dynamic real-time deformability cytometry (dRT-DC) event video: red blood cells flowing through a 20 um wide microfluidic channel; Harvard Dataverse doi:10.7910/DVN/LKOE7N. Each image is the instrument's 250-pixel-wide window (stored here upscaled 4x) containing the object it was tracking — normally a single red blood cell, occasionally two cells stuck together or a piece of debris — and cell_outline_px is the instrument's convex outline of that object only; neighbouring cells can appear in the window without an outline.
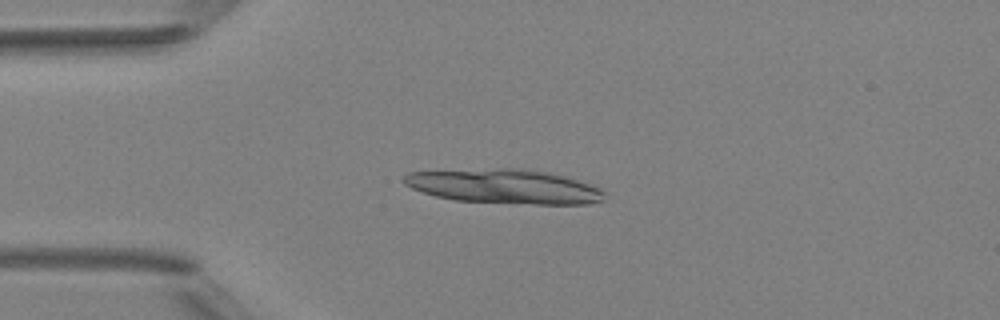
{"species": "Egyptian fruit bat (a non-hibernating species)", "species_latin": "Rousettus aegyptiacus", "temperature_condition": "room temperature", "stored_images_in_passage": 7, "segment_of_instrument_passage": [1, 2], "camera_frame_rate_fps": 3000, "um_per_image_px": 0.085, "animal": {"sex": "female"}, "frame": {"image": 1, "passage_image": 4, "time_ms": 3.667, "image_size_px": [1000, 320], "cell_outline_px": [[604, 200], [588, 204], [536, 204], [456, 200], [436, 196], [412, 188], [404, 184], [404, 176], [408, 172], [500, 168], [524, 168], [548, 172], [568, 176], [600, 188], [604, 192]], "centroid_in_image_um": [42.92, 15.84], "position_along_channel_um": 42.1, "area_um2": 40.06}}